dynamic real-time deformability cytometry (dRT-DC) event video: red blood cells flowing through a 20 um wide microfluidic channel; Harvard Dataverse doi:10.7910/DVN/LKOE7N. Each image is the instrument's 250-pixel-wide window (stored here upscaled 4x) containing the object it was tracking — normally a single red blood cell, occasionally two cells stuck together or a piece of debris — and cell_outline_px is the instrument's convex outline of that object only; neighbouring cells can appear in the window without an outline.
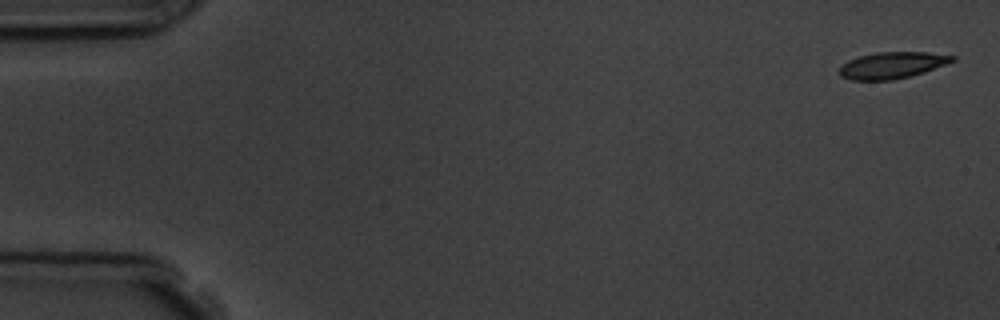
{"species": "common noctule bat (a hibernating species)", "species_latin": "Nyctalus noctula", "temperature_condition": "room temperature", "stored_images_in_passage": 5, "camera_frame_rate_fps": 3000, "um_per_image_px": 0.085, "animal": {"sex": "male", "body_mass_g": 19.5, "forearm_length_mm": 54.6}, "frame": {"image": 1, "passage_image": 1, "time_ms": 0.0, "image_size_px": [1000, 320], "cell_outline_px": [[956, 60], [924, 72], [892, 80], [852, 80], [840, 76], [840, 68], [848, 60], [860, 56], [876, 52], [928, 52], [956, 56]], "centroid_in_image_um": [75.84, 5.54], "position_along_channel_um": 9.2, "area_um2": 17.28}}
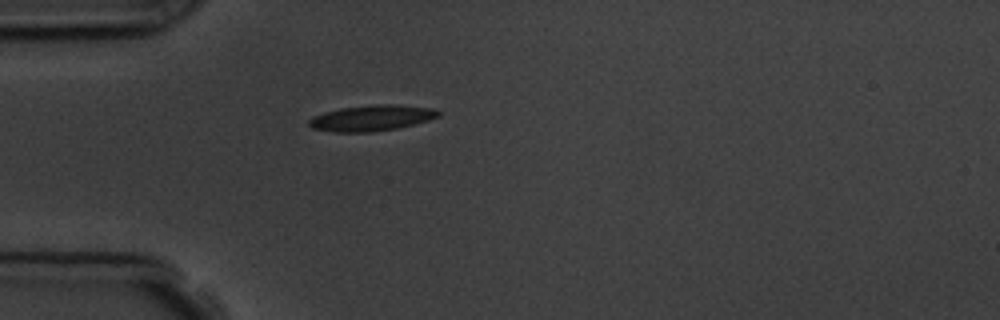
{"frame": {"image": 2, "passage_image": 5, "time_ms": 4.667, "image_size_px": [1000, 320], "cell_outline_px": [[444, 112], [440, 116], [428, 120], [396, 128], [368, 132], [332, 132], [312, 128], [308, 124], [308, 120], [312, 116], [324, 112], [340, 108], [376, 104], [396, 104], [432, 108]], "centroid_in_image_um": [31.58, 10.02], "position_along_channel_um": 53.4, "area_um2": 19.54}}